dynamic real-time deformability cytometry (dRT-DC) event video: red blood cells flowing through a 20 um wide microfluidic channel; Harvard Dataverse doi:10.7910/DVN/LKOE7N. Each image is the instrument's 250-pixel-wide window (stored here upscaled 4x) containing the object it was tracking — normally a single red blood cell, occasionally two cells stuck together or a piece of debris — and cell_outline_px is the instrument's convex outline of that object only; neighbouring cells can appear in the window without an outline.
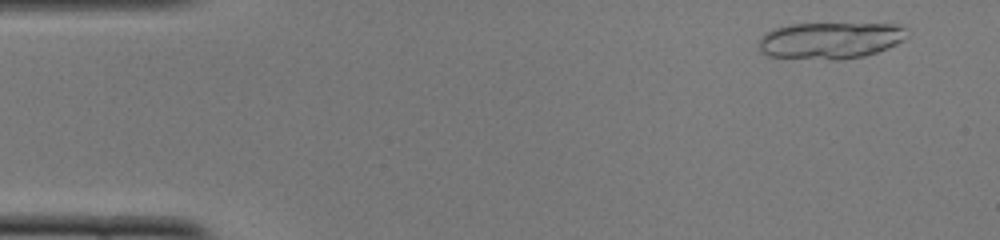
{"species": "common noctule bat (a hibernating species)", "species_latin": "Nyctalus noctula", "temperature_condition": "cold", "stored_images_in_passage": 16, "camera_frame_rate_fps": 3000, "um_per_image_px": 0.085, "animal": {"sex": "female", "body_mass_g": 22.0, "forearm_length_mm": 56.7}, "frame": {"image": 1, "passage_image": 3, "time_ms": 0.667, "image_size_px": [1000, 240], "cell_outline_px": [[908, 36], [896, 44], [876, 52], [864, 56], [840, 60], [832, 60], [768, 56], [760, 52], [760, 36], [764, 32], [772, 28], [792, 24], [904, 24], [908, 28]], "centroid_in_image_um": [70.58, 3.43], "position_along_channel_um": 14.4, "area_um2": 31.91}}